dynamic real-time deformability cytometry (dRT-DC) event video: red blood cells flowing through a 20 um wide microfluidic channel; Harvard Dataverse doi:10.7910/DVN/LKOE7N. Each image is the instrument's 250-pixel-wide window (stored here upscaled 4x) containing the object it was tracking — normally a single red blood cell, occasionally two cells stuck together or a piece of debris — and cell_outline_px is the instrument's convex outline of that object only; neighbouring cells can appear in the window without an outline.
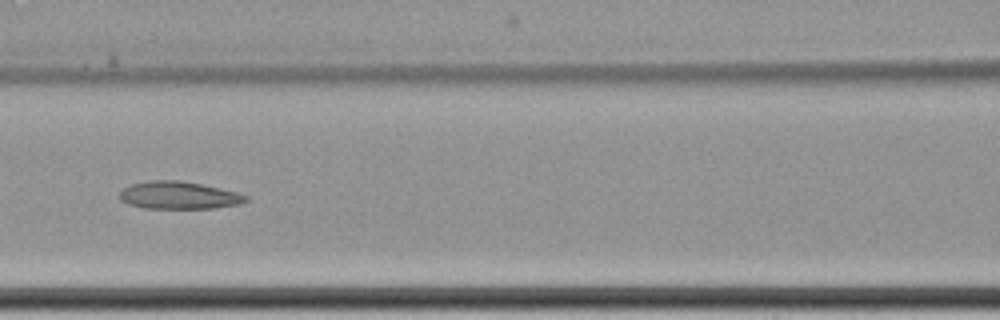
{"species": "common noctule bat (a hibernating species)", "species_latin": "Nyctalus noctula", "temperature_condition": "cold", "stored_images_in_passage": 7, "camera_frame_rate_fps": 3000, "um_per_image_px": 0.085, "animal": {"sex": "female", "body_mass_g": 22.7, "forearm_length_mm": 54.2}, "frame": {"image": 1, "passage_image": 4, "time_ms": 3.667, "image_size_px": [1000, 320], "cell_outline_px": [[248, 200], [240, 204], [212, 208], [144, 208], [128, 204], [120, 200], [120, 192], [124, 188], [132, 184], [148, 180], [180, 180], [220, 188], [236, 192], [248, 196]], "centroid_in_image_um": [15.19, 16.6], "position_along_channel_um": 151.4, "area_um2": 20.17}}
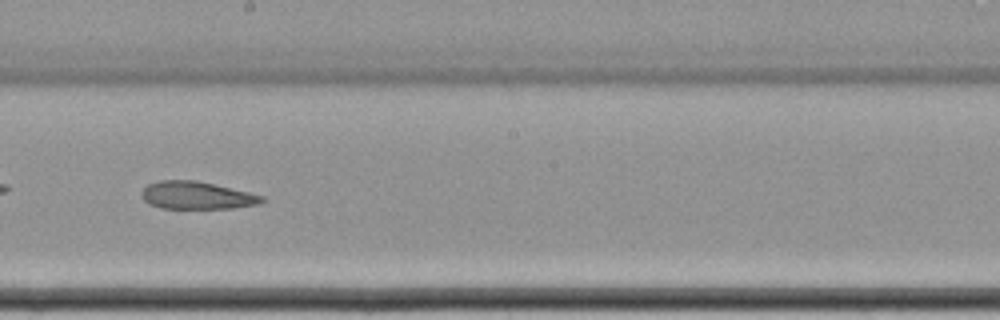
{"frame": {"image": 2, "passage_image": 6, "time_ms": 6.0, "image_size_px": [1000, 320], "cell_outline_px": [[264, 200], [260, 204], [232, 208], [160, 208], [148, 204], [140, 196], [140, 192], [148, 184], [156, 180], [196, 180], [248, 192], [264, 196]], "centroid_in_image_um": [16.67, 16.6], "position_along_channel_um": 231.5, "area_um2": 19.42}}
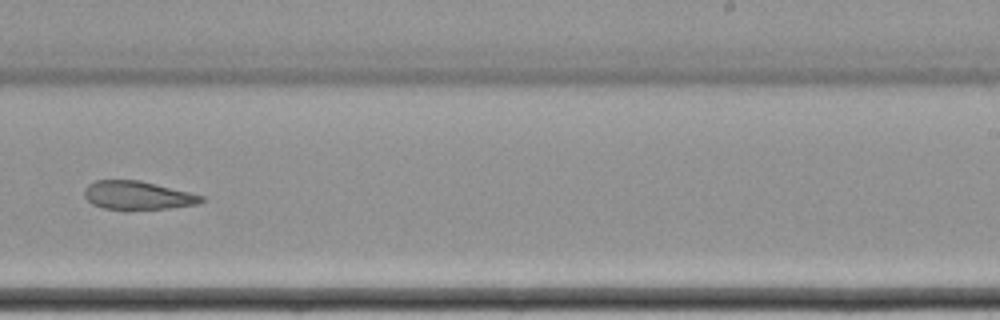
{"frame": {"image": 3, "passage_image": 7, "time_ms": 7.333, "image_size_px": [1000, 320], "cell_outline_px": [[204, 200], [196, 204], [168, 208], [128, 212], [124, 212], [104, 208], [92, 204], [84, 196], [84, 188], [88, 184], [96, 180], [140, 180], [204, 196]], "centroid_in_image_um": [11.64, 16.64], "position_along_channel_um": 277.4, "area_um2": 19.88}}